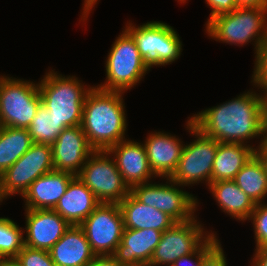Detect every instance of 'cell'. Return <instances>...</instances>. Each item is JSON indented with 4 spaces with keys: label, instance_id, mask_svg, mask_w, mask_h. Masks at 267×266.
<instances>
[{
    "label": "cell",
    "instance_id": "6da1fadb",
    "mask_svg": "<svg viewBox=\"0 0 267 266\" xmlns=\"http://www.w3.org/2000/svg\"><path fill=\"white\" fill-rule=\"evenodd\" d=\"M256 91L248 90L234 99L206 108L191 116L194 126L218 142L248 144L262 137L267 120V103Z\"/></svg>",
    "mask_w": 267,
    "mask_h": 266
},
{
    "label": "cell",
    "instance_id": "7a4b0ae2",
    "mask_svg": "<svg viewBox=\"0 0 267 266\" xmlns=\"http://www.w3.org/2000/svg\"><path fill=\"white\" fill-rule=\"evenodd\" d=\"M124 92L93 86L85 97L81 127L94 150L107 151L126 140L127 117Z\"/></svg>",
    "mask_w": 267,
    "mask_h": 266
},
{
    "label": "cell",
    "instance_id": "3957f363",
    "mask_svg": "<svg viewBox=\"0 0 267 266\" xmlns=\"http://www.w3.org/2000/svg\"><path fill=\"white\" fill-rule=\"evenodd\" d=\"M205 28L217 42L244 46L253 41L256 59L267 46V8L238 7L214 17Z\"/></svg>",
    "mask_w": 267,
    "mask_h": 266
},
{
    "label": "cell",
    "instance_id": "277c9868",
    "mask_svg": "<svg viewBox=\"0 0 267 266\" xmlns=\"http://www.w3.org/2000/svg\"><path fill=\"white\" fill-rule=\"evenodd\" d=\"M82 83L73 75L65 76L52 69L39 80L41 104L60 122V126L81 125L84 100L93 88Z\"/></svg>",
    "mask_w": 267,
    "mask_h": 266
},
{
    "label": "cell",
    "instance_id": "5b68a950",
    "mask_svg": "<svg viewBox=\"0 0 267 266\" xmlns=\"http://www.w3.org/2000/svg\"><path fill=\"white\" fill-rule=\"evenodd\" d=\"M111 46L105 61L106 79L96 87L125 93L140 83L150 70L140 56L136 41L125 27Z\"/></svg>",
    "mask_w": 267,
    "mask_h": 266
},
{
    "label": "cell",
    "instance_id": "8992f818",
    "mask_svg": "<svg viewBox=\"0 0 267 266\" xmlns=\"http://www.w3.org/2000/svg\"><path fill=\"white\" fill-rule=\"evenodd\" d=\"M125 27L136 41L140 56L149 70L153 66L172 64L181 56L182 41L169 24L150 21L136 26L129 21Z\"/></svg>",
    "mask_w": 267,
    "mask_h": 266
},
{
    "label": "cell",
    "instance_id": "52a82bcc",
    "mask_svg": "<svg viewBox=\"0 0 267 266\" xmlns=\"http://www.w3.org/2000/svg\"><path fill=\"white\" fill-rule=\"evenodd\" d=\"M186 129L189 134L194 135L195 139L190 144L184 145L181 157L176 169L169 177L183 186L192 187L199 183H211L213 162L218 148V141L204 135L194 126L191 117H188Z\"/></svg>",
    "mask_w": 267,
    "mask_h": 266
},
{
    "label": "cell",
    "instance_id": "ba28073f",
    "mask_svg": "<svg viewBox=\"0 0 267 266\" xmlns=\"http://www.w3.org/2000/svg\"><path fill=\"white\" fill-rule=\"evenodd\" d=\"M40 104L38 83L0 75V126L27 129Z\"/></svg>",
    "mask_w": 267,
    "mask_h": 266
},
{
    "label": "cell",
    "instance_id": "9c48e42d",
    "mask_svg": "<svg viewBox=\"0 0 267 266\" xmlns=\"http://www.w3.org/2000/svg\"><path fill=\"white\" fill-rule=\"evenodd\" d=\"M164 184L152 181L133 186L130 193L141 203L156 208L175 222H185L196 215L199 200L192 193L183 191L182 185L169 178ZM182 189H181V188Z\"/></svg>",
    "mask_w": 267,
    "mask_h": 266
},
{
    "label": "cell",
    "instance_id": "30bf717a",
    "mask_svg": "<svg viewBox=\"0 0 267 266\" xmlns=\"http://www.w3.org/2000/svg\"><path fill=\"white\" fill-rule=\"evenodd\" d=\"M77 177L92 191L100 203L119 204L131 190L108 151L95 150Z\"/></svg>",
    "mask_w": 267,
    "mask_h": 266
},
{
    "label": "cell",
    "instance_id": "8fae6325",
    "mask_svg": "<svg viewBox=\"0 0 267 266\" xmlns=\"http://www.w3.org/2000/svg\"><path fill=\"white\" fill-rule=\"evenodd\" d=\"M215 232L205 231L197 215L176 222L162 233L148 266H172L180 257L196 252Z\"/></svg>",
    "mask_w": 267,
    "mask_h": 266
},
{
    "label": "cell",
    "instance_id": "7c38bea8",
    "mask_svg": "<svg viewBox=\"0 0 267 266\" xmlns=\"http://www.w3.org/2000/svg\"><path fill=\"white\" fill-rule=\"evenodd\" d=\"M79 226L96 256L113 255L124 230L119 204L100 203Z\"/></svg>",
    "mask_w": 267,
    "mask_h": 266
},
{
    "label": "cell",
    "instance_id": "4fadbf2b",
    "mask_svg": "<svg viewBox=\"0 0 267 266\" xmlns=\"http://www.w3.org/2000/svg\"><path fill=\"white\" fill-rule=\"evenodd\" d=\"M53 170L52 146L34 143L2 174L3 192L7 198L16 194L22 197L37 178Z\"/></svg>",
    "mask_w": 267,
    "mask_h": 266
},
{
    "label": "cell",
    "instance_id": "5bb4252c",
    "mask_svg": "<svg viewBox=\"0 0 267 266\" xmlns=\"http://www.w3.org/2000/svg\"><path fill=\"white\" fill-rule=\"evenodd\" d=\"M52 146V161L56 171L77 176L87 159L95 151L81 125L65 128Z\"/></svg>",
    "mask_w": 267,
    "mask_h": 266
},
{
    "label": "cell",
    "instance_id": "9a60e30c",
    "mask_svg": "<svg viewBox=\"0 0 267 266\" xmlns=\"http://www.w3.org/2000/svg\"><path fill=\"white\" fill-rule=\"evenodd\" d=\"M24 245L49 251L71 226L55 210L25 209Z\"/></svg>",
    "mask_w": 267,
    "mask_h": 266
},
{
    "label": "cell",
    "instance_id": "2e32d148",
    "mask_svg": "<svg viewBox=\"0 0 267 266\" xmlns=\"http://www.w3.org/2000/svg\"><path fill=\"white\" fill-rule=\"evenodd\" d=\"M107 151L113 156L116 167L130 189L156 178L150 169L142 142L126 139L115 144Z\"/></svg>",
    "mask_w": 267,
    "mask_h": 266
},
{
    "label": "cell",
    "instance_id": "e0dca14e",
    "mask_svg": "<svg viewBox=\"0 0 267 266\" xmlns=\"http://www.w3.org/2000/svg\"><path fill=\"white\" fill-rule=\"evenodd\" d=\"M179 137L164 131L151 132L143 142L150 169L158 178H169L176 169L184 145Z\"/></svg>",
    "mask_w": 267,
    "mask_h": 266
},
{
    "label": "cell",
    "instance_id": "ac0fdd59",
    "mask_svg": "<svg viewBox=\"0 0 267 266\" xmlns=\"http://www.w3.org/2000/svg\"><path fill=\"white\" fill-rule=\"evenodd\" d=\"M162 233L156 229L124 228L121 243L112 256L124 266L149 265Z\"/></svg>",
    "mask_w": 267,
    "mask_h": 266
},
{
    "label": "cell",
    "instance_id": "d6986e66",
    "mask_svg": "<svg viewBox=\"0 0 267 266\" xmlns=\"http://www.w3.org/2000/svg\"><path fill=\"white\" fill-rule=\"evenodd\" d=\"M75 175L53 170L37 178L23 194L25 209H54Z\"/></svg>",
    "mask_w": 267,
    "mask_h": 266
},
{
    "label": "cell",
    "instance_id": "ffe728a7",
    "mask_svg": "<svg viewBox=\"0 0 267 266\" xmlns=\"http://www.w3.org/2000/svg\"><path fill=\"white\" fill-rule=\"evenodd\" d=\"M99 204L92 191L75 176L53 210L70 225H80Z\"/></svg>",
    "mask_w": 267,
    "mask_h": 266
},
{
    "label": "cell",
    "instance_id": "44dd1931",
    "mask_svg": "<svg viewBox=\"0 0 267 266\" xmlns=\"http://www.w3.org/2000/svg\"><path fill=\"white\" fill-rule=\"evenodd\" d=\"M49 254L57 266H86L96 256L79 225H71Z\"/></svg>",
    "mask_w": 267,
    "mask_h": 266
},
{
    "label": "cell",
    "instance_id": "7402d4cb",
    "mask_svg": "<svg viewBox=\"0 0 267 266\" xmlns=\"http://www.w3.org/2000/svg\"><path fill=\"white\" fill-rule=\"evenodd\" d=\"M124 228L156 229L164 232L176 223L170 216L160 210L145 205L129 193L120 203Z\"/></svg>",
    "mask_w": 267,
    "mask_h": 266
},
{
    "label": "cell",
    "instance_id": "603a6c76",
    "mask_svg": "<svg viewBox=\"0 0 267 266\" xmlns=\"http://www.w3.org/2000/svg\"><path fill=\"white\" fill-rule=\"evenodd\" d=\"M259 146L219 142L213 162L211 183L234 180L236 174L256 153Z\"/></svg>",
    "mask_w": 267,
    "mask_h": 266
},
{
    "label": "cell",
    "instance_id": "cb8c5ba5",
    "mask_svg": "<svg viewBox=\"0 0 267 266\" xmlns=\"http://www.w3.org/2000/svg\"><path fill=\"white\" fill-rule=\"evenodd\" d=\"M216 203L223 212L237 221H247L255 208V203L233 181H217L208 185Z\"/></svg>",
    "mask_w": 267,
    "mask_h": 266
},
{
    "label": "cell",
    "instance_id": "d4e9b609",
    "mask_svg": "<svg viewBox=\"0 0 267 266\" xmlns=\"http://www.w3.org/2000/svg\"><path fill=\"white\" fill-rule=\"evenodd\" d=\"M255 203H264L267 197V173L262 159L255 153L233 180Z\"/></svg>",
    "mask_w": 267,
    "mask_h": 266
},
{
    "label": "cell",
    "instance_id": "484cf974",
    "mask_svg": "<svg viewBox=\"0 0 267 266\" xmlns=\"http://www.w3.org/2000/svg\"><path fill=\"white\" fill-rule=\"evenodd\" d=\"M33 144L28 129L0 126V174L17 162Z\"/></svg>",
    "mask_w": 267,
    "mask_h": 266
},
{
    "label": "cell",
    "instance_id": "4316f807",
    "mask_svg": "<svg viewBox=\"0 0 267 266\" xmlns=\"http://www.w3.org/2000/svg\"><path fill=\"white\" fill-rule=\"evenodd\" d=\"M65 128L67 127L60 126V122L40 104L27 129L33 143L52 145Z\"/></svg>",
    "mask_w": 267,
    "mask_h": 266
},
{
    "label": "cell",
    "instance_id": "83f0119b",
    "mask_svg": "<svg viewBox=\"0 0 267 266\" xmlns=\"http://www.w3.org/2000/svg\"><path fill=\"white\" fill-rule=\"evenodd\" d=\"M23 228L8 217H0V256L13 260L24 246Z\"/></svg>",
    "mask_w": 267,
    "mask_h": 266
},
{
    "label": "cell",
    "instance_id": "f1b7e54d",
    "mask_svg": "<svg viewBox=\"0 0 267 266\" xmlns=\"http://www.w3.org/2000/svg\"><path fill=\"white\" fill-rule=\"evenodd\" d=\"M249 220L253 225L256 249L267 247V204L265 202L256 204Z\"/></svg>",
    "mask_w": 267,
    "mask_h": 266
},
{
    "label": "cell",
    "instance_id": "f546056e",
    "mask_svg": "<svg viewBox=\"0 0 267 266\" xmlns=\"http://www.w3.org/2000/svg\"><path fill=\"white\" fill-rule=\"evenodd\" d=\"M13 261L19 266H57L52 261L49 251L25 245Z\"/></svg>",
    "mask_w": 267,
    "mask_h": 266
},
{
    "label": "cell",
    "instance_id": "4dcf8cb0",
    "mask_svg": "<svg viewBox=\"0 0 267 266\" xmlns=\"http://www.w3.org/2000/svg\"><path fill=\"white\" fill-rule=\"evenodd\" d=\"M253 70L251 83L261 90L260 92L263 93L261 96L267 103V46L255 59Z\"/></svg>",
    "mask_w": 267,
    "mask_h": 266
},
{
    "label": "cell",
    "instance_id": "1f68e13d",
    "mask_svg": "<svg viewBox=\"0 0 267 266\" xmlns=\"http://www.w3.org/2000/svg\"><path fill=\"white\" fill-rule=\"evenodd\" d=\"M220 241L213 234L196 252L178 258L172 266H200L203 257Z\"/></svg>",
    "mask_w": 267,
    "mask_h": 266
},
{
    "label": "cell",
    "instance_id": "d6a6232c",
    "mask_svg": "<svg viewBox=\"0 0 267 266\" xmlns=\"http://www.w3.org/2000/svg\"><path fill=\"white\" fill-rule=\"evenodd\" d=\"M207 6L211 9L210 16L205 25L214 17L229 13L238 8L237 0H205Z\"/></svg>",
    "mask_w": 267,
    "mask_h": 266
},
{
    "label": "cell",
    "instance_id": "836d02e7",
    "mask_svg": "<svg viewBox=\"0 0 267 266\" xmlns=\"http://www.w3.org/2000/svg\"><path fill=\"white\" fill-rule=\"evenodd\" d=\"M224 250L219 241L204 257L200 266H227Z\"/></svg>",
    "mask_w": 267,
    "mask_h": 266
},
{
    "label": "cell",
    "instance_id": "e575fe53",
    "mask_svg": "<svg viewBox=\"0 0 267 266\" xmlns=\"http://www.w3.org/2000/svg\"><path fill=\"white\" fill-rule=\"evenodd\" d=\"M86 266H124L112 255L95 256Z\"/></svg>",
    "mask_w": 267,
    "mask_h": 266
},
{
    "label": "cell",
    "instance_id": "d590c367",
    "mask_svg": "<svg viewBox=\"0 0 267 266\" xmlns=\"http://www.w3.org/2000/svg\"><path fill=\"white\" fill-rule=\"evenodd\" d=\"M253 258L250 262L251 266H267V247L261 249H255Z\"/></svg>",
    "mask_w": 267,
    "mask_h": 266
},
{
    "label": "cell",
    "instance_id": "8d00e7d4",
    "mask_svg": "<svg viewBox=\"0 0 267 266\" xmlns=\"http://www.w3.org/2000/svg\"><path fill=\"white\" fill-rule=\"evenodd\" d=\"M256 154L259 157H267V120L263 127L262 137L259 142V149L256 150Z\"/></svg>",
    "mask_w": 267,
    "mask_h": 266
},
{
    "label": "cell",
    "instance_id": "74e56055",
    "mask_svg": "<svg viewBox=\"0 0 267 266\" xmlns=\"http://www.w3.org/2000/svg\"><path fill=\"white\" fill-rule=\"evenodd\" d=\"M238 7L267 8V0H237Z\"/></svg>",
    "mask_w": 267,
    "mask_h": 266
},
{
    "label": "cell",
    "instance_id": "f35d334b",
    "mask_svg": "<svg viewBox=\"0 0 267 266\" xmlns=\"http://www.w3.org/2000/svg\"><path fill=\"white\" fill-rule=\"evenodd\" d=\"M97 1L98 0H84L80 21L85 22L88 20V16L90 12L93 10V7H95V5L97 4Z\"/></svg>",
    "mask_w": 267,
    "mask_h": 266
},
{
    "label": "cell",
    "instance_id": "ab89813d",
    "mask_svg": "<svg viewBox=\"0 0 267 266\" xmlns=\"http://www.w3.org/2000/svg\"><path fill=\"white\" fill-rule=\"evenodd\" d=\"M5 199H7V197L5 196V194L3 192V188H2V175L0 174V203L3 202V200H5Z\"/></svg>",
    "mask_w": 267,
    "mask_h": 266
},
{
    "label": "cell",
    "instance_id": "60d3db41",
    "mask_svg": "<svg viewBox=\"0 0 267 266\" xmlns=\"http://www.w3.org/2000/svg\"><path fill=\"white\" fill-rule=\"evenodd\" d=\"M3 266H19L13 260H5Z\"/></svg>",
    "mask_w": 267,
    "mask_h": 266
},
{
    "label": "cell",
    "instance_id": "b9f144b4",
    "mask_svg": "<svg viewBox=\"0 0 267 266\" xmlns=\"http://www.w3.org/2000/svg\"><path fill=\"white\" fill-rule=\"evenodd\" d=\"M265 165L266 173H267V157H260Z\"/></svg>",
    "mask_w": 267,
    "mask_h": 266
},
{
    "label": "cell",
    "instance_id": "7bdbcfd3",
    "mask_svg": "<svg viewBox=\"0 0 267 266\" xmlns=\"http://www.w3.org/2000/svg\"><path fill=\"white\" fill-rule=\"evenodd\" d=\"M4 261L5 260L0 256V266H3Z\"/></svg>",
    "mask_w": 267,
    "mask_h": 266
},
{
    "label": "cell",
    "instance_id": "ee69618b",
    "mask_svg": "<svg viewBox=\"0 0 267 266\" xmlns=\"http://www.w3.org/2000/svg\"><path fill=\"white\" fill-rule=\"evenodd\" d=\"M178 2H180L182 4V3H186V0H178Z\"/></svg>",
    "mask_w": 267,
    "mask_h": 266
}]
</instances>
